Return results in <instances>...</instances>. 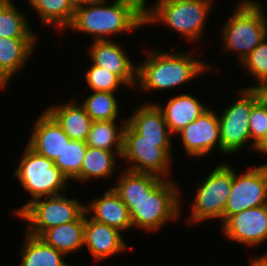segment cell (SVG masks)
Returning <instances> with one entry per match:
<instances>
[{"mask_svg":"<svg viewBox=\"0 0 267 266\" xmlns=\"http://www.w3.org/2000/svg\"><path fill=\"white\" fill-rule=\"evenodd\" d=\"M46 111L71 140L86 142L93 121L86 113L85 108L80 103L77 104L76 99L63 105H53Z\"/></svg>","mask_w":267,"mask_h":266,"instance_id":"cell-20","label":"cell"},{"mask_svg":"<svg viewBox=\"0 0 267 266\" xmlns=\"http://www.w3.org/2000/svg\"><path fill=\"white\" fill-rule=\"evenodd\" d=\"M239 92L241 97L225 108L221 116L218 115L221 153L225 155L238 152L251 140L248 120L257 99L250 88L241 89Z\"/></svg>","mask_w":267,"mask_h":266,"instance_id":"cell-10","label":"cell"},{"mask_svg":"<svg viewBox=\"0 0 267 266\" xmlns=\"http://www.w3.org/2000/svg\"><path fill=\"white\" fill-rule=\"evenodd\" d=\"M89 88L94 91L115 92L122 85H127L118 75L92 63L85 74Z\"/></svg>","mask_w":267,"mask_h":266,"instance_id":"cell-30","label":"cell"},{"mask_svg":"<svg viewBox=\"0 0 267 266\" xmlns=\"http://www.w3.org/2000/svg\"><path fill=\"white\" fill-rule=\"evenodd\" d=\"M24 150L14 176L33 199L18 208L16 216L34 199L64 194L69 182L53 160L36 153L28 145Z\"/></svg>","mask_w":267,"mask_h":266,"instance_id":"cell-6","label":"cell"},{"mask_svg":"<svg viewBox=\"0 0 267 266\" xmlns=\"http://www.w3.org/2000/svg\"><path fill=\"white\" fill-rule=\"evenodd\" d=\"M126 245L121 231L91 219L85 211L84 246H87L95 262L118 255Z\"/></svg>","mask_w":267,"mask_h":266,"instance_id":"cell-15","label":"cell"},{"mask_svg":"<svg viewBox=\"0 0 267 266\" xmlns=\"http://www.w3.org/2000/svg\"><path fill=\"white\" fill-rule=\"evenodd\" d=\"M171 141L143 140L127 123L123 130L121 158L130 164L127 170L150 173L168 179L173 159Z\"/></svg>","mask_w":267,"mask_h":266,"instance_id":"cell-7","label":"cell"},{"mask_svg":"<svg viewBox=\"0 0 267 266\" xmlns=\"http://www.w3.org/2000/svg\"><path fill=\"white\" fill-rule=\"evenodd\" d=\"M89 204V206H85V211L91 216V219L121 232L133 228L128 207L113 188L105 191L101 198Z\"/></svg>","mask_w":267,"mask_h":266,"instance_id":"cell-17","label":"cell"},{"mask_svg":"<svg viewBox=\"0 0 267 266\" xmlns=\"http://www.w3.org/2000/svg\"><path fill=\"white\" fill-rule=\"evenodd\" d=\"M253 0H243L222 27L223 49L237 52L242 62L267 36V15Z\"/></svg>","mask_w":267,"mask_h":266,"instance_id":"cell-5","label":"cell"},{"mask_svg":"<svg viewBox=\"0 0 267 266\" xmlns=\"http://www.w3.org/2000/svg\"><path fill=\"white\" fill-rule=\"evenodd\" d=\"M66 194L40 197L32 200L17 216L28 222L26 232L40 236L45 230L77 220L85 205L76 198L68 199Z\"/></svg>","mask_w":267,"mask_h":266,"instance_id":"cell-9","label":"cell"},{"mask_svg":"<svg viewBox=\"0 0 267 266\" xmlns=\"http://www.w3.org/2000/svg\"><path fill=\"white\" fill-rule=\"evenodd\" d=\"M250 266H267V254L251 258Z\"/></svg>","mask_w":267,"mask_h":266,"instance_id":"cell-34","label":"cell"},{"mask_svg":"<svg viewBox=\"0 0 267 266\" xmlns=\"http://www.w3.org/2000/svg\"><path fill=\"white\" fill-rule=\"evenodd\" d=\"M116 155L121 158L122 152H113L87 146L81 171L74 180L86 182L90 179L110 177L115 170L116 158H118Z\"/></svg>","mask_w":267,"mask_h":266,"instance_id":"cell-24","label":"cell"},{"mask_svg":"<svg viewBox=\"0 0 267 266\" xmlns=\"http://www.w3.org/2000/svg\"><path fill=\"white\" fill-rule=\"evenodd\" d=\"M198 187L187 224L219 219L223 224L224 209L232 188L233 168L218 164Z\"/></svg>","mask_w":267,"mask_h":266,"instance_id":"cell-8","label":"cell"},{"mask_svg":"<svg viewBox=\"0 0 267 266\" xmlns=\"http://www.w3.org/2000/svg\"><path fill=\"white\" fill-rule=\"evenodd\" d=\"M70 140L60 125L45 110L35 121L27 145L36 153L55 161Z\"/></svg>","mask_w":267,"mask_h":266,"instance_id":"cell-16","label":"cell"},{"mask_svg":"<svg viewBox=\"0 0 267 266\" xmlns=\"http://www.w3.org/2000/svg\"><path fill=\"white\" fill-rule=\"evenodd\" d=\"M213 0H157L144 8L145 25L163 22L190 42L202 38Z\"/></svg>","mask_w":267,"mask_h":266,"instance_id":"cell-4","label":"cell"},{"mask_svg":"<svg viewBox=\"0 0 267 266\" xmlns=\"http://www.w3.org/2000/svg\"><path fill=\"white\" fill-rule=\"evenodd\" d=\"M44 25L65 29L71 24L75 8L70 0H28Z\"/></svg>","mask_w":267,"mask_h":266,"instance_id":"cell-26","label":"cell"},{"mask_svg":"<svg viewBox=\"0 0 267 266\" xmlns=\"http://www.w3.org/2000/svg\"><path fill=\"white\" fill-rule=\"evenodd\" d=\"M85 212L75 221L45 230L39 237L64 254L84 246Z\"/></svg>","mask_w":267,"mask_h":266,"instance_id":"cell-22","label":"cell"},{"mask_svg":"<svg viewBox=\"0 0 267 266\" xmlns=\"http://www.w3.org/2000/svg\"><path fill=\"white\" fill-rule=\"evenodd\" d=\"M86 150V142L70 140L65 144L61 155L55 159L54 164L68 180H74L79 175Z\"/></svg>","mask_w":267,"mask_h":266,"instance_id":"cell-29","label":"cell"},{"mask_svg":"<svg viewBox=\"0 0 267 266\" xmlns=\"http://www.w3.org/2000/svg\"><path fill=\"white\" fill-rule=\"evenodd\" d=\"M210 65L194 59L188 52L179 54L164 51H149V56L137 64L136 82L142 90H167L186 84Z\"/></svg>","mask_w":267,"mask_h":266,"instance_id":"cell-3","label":"cell"},{"mask_svg":"<svg viewBox=\"0 0 267 266\" xmlns=\"http://www.w3.org/2000/svg\"><path fill=\"white\" fill-rule=\"evenodd\" d=\"M188 156L202 158L216 145L221 152L219 118L211 108L177 133Z\"/></svg>","mask_w":267,"mask_h":266,"instance_id":"cell-12","label":"cell"},{"mask_svg":"<svg viewBox=\"0 0 267 266\" xmlns=\"http://www.w3.org/2000/svg\"><path fill=\"white\" fill-rule=\"evenodd\" d=\"M24 242L20 266H69L64 261L65 254L57 251L39 236L25 231Z\"/></svg>","mask_w":267,"mask_h":266,"instance_id":"cell-23","label":"cell"},{"mask_svg":"<svg viewBox=\"0 0 267 266\" xmlns=\"http://www.w3.org/2000/svg\"><path fill=\"white\" fill-rule=\"evenodd\" d=\"M115 121L117 120L93 121L86 140L87 146L123 152V130L126 120L121 123V126H117Z\"/></svg>","mask_w":267,"mask_h":266,"instance_id":"cell-25","label":"cell"},{"mask_svg":"<svg viewBox=\"0 0 267 266\" xmlns=\"http://www.w3.org/2000/svg\"><path fill=\"white\" fill-rule=\"evenodd\" d=\"M233 169L232 188L224 209L223 223L243 210L267 204V163L252 166L237 175Z\"/></svg>","mask_w":267,"mask_h":266,"instance_id":"cell-11","label":"cell"},{"mask_svg":"<svg viewBox=\"0 0 267 266\" xmlns=\"http://www.w3.org/2000/svg\"><path fill=\"white\" fill-rule=\"evenodd\" d=\"M96 1H99V0H70L74 8L81 6V5H86L92 2H96Z\"/></svg>","mask_w":267,"mask_h":266,"instance_id":"cell-36","label":"cell"},{"mask_svg":"<svg viewBox=\"0 0 267 266\" xmlns=\"http://www.w3.org/2000/svg\"><path fill=\"white\" fill-rule=\"evenodd\" d=\"M94 65L118 75L127 87L136 85L137 65L133 64L126 51L114 40H94L89 48Z\"/></svg>","mask_w":267,"mask_h":266,"instance_id":"cell-14","label":"cell"},{"mask_svg":"<svg viewBox=\"0 0 267 266\" xmlns=\"http://www.w3.org/2000/svg\"><path fill=\"white\" fill-rule=\"evenodd\" d=\"M19 11L13 1L0 3V37L37 38L27 22L25 13Z\"/></svg>","mask_w":267,"mask_h":266,"instance_id":"cell-27","label":"cell"},{"mask_svg":"<svg viewBox=\"0 0 267 266\" xmlns=\"http://www.w3.org/2000/svg\"><path fill=\"white\" fill-rule=\"evenodd\" d=\"M255 86H250V90L255 94L257 101L267 108V81L258 82Z\"/></svg>","mask_w":267,"mask_h":266,"instance_id":"cell-33","label":"cell"},{"mask_svg":"<svg viewBox=\"0 0 267 266\" xmlns=\"http://www.w3.org/2000/svg\"><path fill=\"white\" fill-rule=\"evenodd\" d=\"M144 5L147 4V0H140Z\"/></svg>","mask_w":267,"mask_h":266,"instance_id":"cell-38","label":"cell"},{"mask_svg":"<svg viewBox=\"0 0 267 266\" xmlns=\"http://www.w3.org/2000/svg\"><path fill=\"white\" fill-rule=\"evenodd\" d=\"M256 152L262 153L263 156L267 154V135L266 137L256 146ZM265 154V155H264Z\"/></svg>","mask_w":267,"mask_h":266,"instance_id":"cell-35","label":"cell"},{"mask_svg":"<svg viewBox=\"0 0 267 266\" xmlns=\"http://www.w3.org/2000/svg\"><path fill=\"white\" fill-rule=\"evenodd\" d=\"M132 116L126 123L142 136L143 140L172 141V134L165 122L162 110L156 103H145L140 107H133Z\"/></svg>","mask_w":267,"mask_h":266,"instance_id":"cell-19","label":"cell"},{"mask_svg":"<svg viewBox=\"0 0 267 266\" xmlns=\"http://www.w3.org/2000/svg\"><path fill=\"white\" fill-rule=\"evenodd\" d=\"M115 92L94 91L81 102L92 121L117 120L119 103Z\"/></svg>","mask_w":267,"mask_h":266,"instance_id":"cell-28","label":"cell"},{"mask_svg":"<svg viewBox=\"0 0 267 266\" xmlns=\"http://www.w3.org/2000/svg\"><path fill=\"white\" fill-rule=\"evenodd\" d=\"M240 64L257 83L267 81V36Z\"/></svg>","mask_w":267,"mask_h":266,"instance_id":"cell-31","label":"cell"},{"mask_svg":"<svg viewBox=\"0 0 267 266\" xmlns=\"http://www.w3.org/2000/svg\"><path fill=\"white\" fill-rule=\"evenodd\" d=\"M12 0H0V3H8L11 2Z\"/></svg>","mask_w":267,"mask_h":266,"instance_id":"cell-37","label":"cell"},{"mask_svg":"<svg viewBox=\"0 0 267 266\" xmlns=\"http://www.w3.org/2000/svg\"><path fill=\"white\" fill-rule=\"evenodd\" d=\"M36 39L0 37V86L3 89L31 58Z\"/></svg>","mask_w":267,"mask_h":266,"instance_id":"cell-18","label":"cell"},{"mask_svg":"<svg viewBox=\"0 0 267 266\" xmlns=\"http://www.w3.org/2000/svg\"><path fill=\"white\" fill-rule=\"evenodd\" d=\"M124 171L112 188L128 207L133 227L154 232L178 219L181 192L174 181L150 173Z\"/></svg>","mask_w":267,"mask_h":266,"instance_id":"cell-1","label":"cell"},{"mask_svg":"<svg viewBox=\"0 0 267 266\" xmlns=\"http://www.w3.org/2000/svg\"><path fill=\"white\" fill-rule=\"evenodd\" d=\"M249 129L253 150L267 135V108L258 101L253 105L249 115Z\"/></svg>","mask_w":267,"mask_h":266,"instance_id":"cell-32","label":"cell"},{"mask_svg":"<svg viewBox=\"0 0 267 266\" xmlns=\"http://www.w3.org/2000/svg\"><path fill=\"white\" fill-rule=\"evenodd\" d=\"M106 2L99 0L76 7L67 28L90 34L94 41L110 40V35L145 26V5L140 0H114L109 5Z\"/></svg>","mask_w":267,"mask_h":266,"instance_id":"cell-2","label":"cell"},{"mask_svg":"<svg viewBox=\"0 0 267 266\" xmlns=\"http://www.w3.org/2000/svg\"><path fill=\"white\" fill-rule=\"evenodd\" d=\"M158 106L163 112L165 122L172 135L180 132L209 108L191 94L186 93L170 98L164 108Z\"/></svg>","mask_w":267,"mask_h":266,"instance_id":"cell-21","label":"cell"},{"mask_svg":"<svg viewBox=\"0 0 267 266\" xmlns=\"http://www.w3.org/2000/svg\"><path fill=\"white\" fill-rule=\"evenodd\" d=\"M222 226L224 235L229 240L245 246H260L267 241V204L236 213Z\"/></svg>","mask_w":267,"mask_h":266,"instance_id":"cell-13","label":"cell"}]
</instances>
